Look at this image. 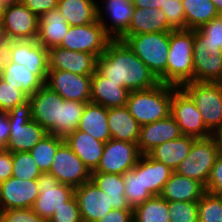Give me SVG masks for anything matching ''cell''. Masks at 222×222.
<instances>
[{"mask_svg":"<svg viewBox=\"0 0 222 222\" xmlns=\"http://www.w3.org/2000/svg\"><path fill=\"white\" fill-rule=\"evenodd\" d=\"M91 102L106 108L126 106L129 90L104 77L97 69L91 75Z\"/></svg>","mask_w":222,"mask_h":222,"instance_id":"obj_23","label":"cell"},{"mask_svg":"<svg viewBox=\"0 0 222 222\" xmlns=\"http://www.w3.org/2000/svg\"><path fill=\"white\" fill-rule=\"evenodd\" d=\"M82 221L97 222L113 209L111 199L92 181L75 188Z\"/></svg>","mask_w":222,"mask_h":222,"instance_id":"obj_17","label":"cell"},{"mask_svg":"<svg viewBox=\"0 0 222 222\" xmlns=\"http://www.w3.org/2000/svg\"><path fill=\"white\" fill-rule=\"evenodd\" d=\"M13 153L6 150L0 153V183L12 176Z\"/></svg>","mask_w":222,"mask_h":222,"instance_id":"obj_50","label":"cell"},{"mask_svg":"<svg viewBox=\"0 0 222 222\" xmlns=\"http://www.w3.org/2000/svg\"><path fill=\"white\" fill-rule=\"evenodd\" d=\"M170 115L178 124L182 135L195 138H207L213 135L206 128L191 97L181 87L173 85Z\"/></svg>","mask_w":222,"mask_h":222,"instance_id":"obj_9","label":"cell"},{"mask_svg":"<svg viewBox=\"0 0 222 222\" xmlns=\"http://www.w3.org/2000/svg\"><path fill=\"white\" fill-rule=\"evenodd\" d=\"M38 17L22 3L6 4L1 17L2 34L12 40H35L38 37Z\"/></svg>","mask_w":222,"mask_h":222,"instance_id":"obj_11","label":"cell"},{"mask_svg":"<svg viewBox=\"0 0 222 222\" xmlns=\"http://www.w3.org/2000/svg\"><path fill=\"white\" fill-rule=\"evenodd\" d=\"M220 153L217 138L214 135L207 138H197L189 155L178 165L175 172L198 180L206 186L211 169Z\"/></svg>","mask_w":222,"mask_h":222,"instance_id":"obj_7","label":"cell"},{"mask_svg":"<svg viewBox=\"0 0 222 222\" xmlns=\"http://www.w3.org/2000/svg\"><path fill=\"white\" fill-rule=\"evenodd\" d=\"M137 143L109 139L93 172L124 174L131 170L141 157Z\"/></svg>","mask_w":222,"mask_h":222,"instance_id":"obj_13","label":"cell"},{"mask_svg":"<svg viewBox=\"0 0 222 222\" xmlns=\"http://www.w3.org/2000/svg\"><path fill=\"white\" fill-rule=\"evenodd\" d=\"M133 220L135 222H170L168 201L160 195L152 196L133 209Z\"/></svg>","mask_w":222,"mask_h":222,"instance_id":"obj_38","label":"cell"},{"mask_svg":"<svg viewBox=\"0 0 222 222\" xmlns=\"http://www.w3.org/2000/svg\"><path fill=\"white\" fill-rule=\"evenodd\" d=\"M85 105V102L62 99L60 101L59 123H56L48 134L65 138L71 132H74L78 128Z\"/></svg>","mask_w":222,"mask_h":222,"instance_id":"obj_35","label":"cell"},{"mask_svg":"<svg viewBox=\"0 0 222 222\" xmlns=\"http://www.w3.org/2000/svg\"><path fill=\"white\" fill-rule=\"evenodd\" d=\"M172 85L129 92L126 106L140 126L167 118L171 112Z\"/></svg>","mask_w":222,"mask_h":222,"instance_id":"obj_2","label":"cell"},{"mask_svg":"<svg viewBox=\"0 0 222 222\" xmlns=\"http://www.w3.org/2000/svg\"><path fill=\"white\" fill-rule=\"evenodd\" d=\"M112 39L105 33L99 20L83 26H70L60 47L87 52L99 58Z\"/></svg>","mask_w":222,"mask_h":222,"instance_id":"obj_12","label":"cell"},{"mask_svg":"<svg viewBox=\"0 0 222 222\" xmlns=\"http://www.w3.org/2000/svg\"><path fill=\"white\" fill-rule=\"evenodd\" d=\"M37 42L44 48L60 46L70 25L57 8L42 14L39 19Z\"/></svg>","mask_w":222,"mask_h":222,"instance_id":"obj_26","label":"cell"},{"mask_svg":"<svg viewBox=\"0 0 222 222\" xmlns=\"http://www.w3.org/2000/svg\"><path fill=\"white\" fill-rule=\"evenodd\" d=\"M63 98L45 84L29 96L32 105V120L49 132L59 123L60 101Z\"/></svg>","mask_w":222,"mask_h":222,"instance_id":"obj_21","label":"cell"},{"mask_svg":"<svg viewBox=\"0 0 222 222\" xmlns=\"http://www.w3.org/2000/svg\"><path fill=\"white\" fill-rule=\"evenodd\" d=\"M77 130L86 132L96 140L106 143L111 139L108 108L93 102L86 103Z\"/></svg>","mask_w":222,"mask_h":222,"instance_id":"obj_29","label":"cell"},{"mask_svg":"<svg viewBox=\"0 0 222 222\" xmlns=\"http://www.w3.org/2000/svg\"><path fill=\"white\" fill-rule=\"evenodd\" d=\"M215 7H216V10L219 12V14L222 13V0H211Z\"/></svg>","mask_w":222,"mask_h":222,"instance_id":"obj_56","label":"cell"},{"mask_svg":"<svg viewBox=\"0 0 222 222\" xmlns=\"http://www.w3.org/2000/svg\"><path fill=\"white\" fill-rule=\"evenodd\" d=\"M133 210L112 209L97 222H132Z\"/></svg>","mask_w":222,"mask_h":222,"instance_id":"obj_52","label":"cell"},{"mask_svg":"<svg viewBox=\"0 0 222 222\" xmlns=\"http://www.w3.org/2000/svg\"><path fill=\"white\" fill-rule=\"evenodd\" d=\"M108 127L111 138L138 143L141 126L131 116L127 106L108 108Z\"/></svg>","mask_w":222,"mask_h":222,"instance_id":"obj_28","label":"cell"},{"mask_svg":"<svg viewBox=\"0 0 222 222\" xmlns=\"http://www.w3.org/2000/svg\"><path fill=\"white\" fill-rule=\"evenodd\" d=\"M3 7H4V4L0 1V21L2 17Z\"/></svg>","mask_w":222,"mask_h":222,"instance_id":"obj_58","label":"cell"},{"mask_svg":"<svg viewBox=\"0 0 222 222\" xmlns=\"http://www.w3.org/2000/svg\"><path fill=\"white\" fill-rule=\"evenodd\" d=\"M42 171L38 168L30 152L13 153L12 176L22 180L38 179Z\"/></svg>","mask_w":222,"mask_h":222,"instance_id":"obj_40","label":"cell"},{"mask_svg":"<svg viewBox=\"0 0 222 222\" xmlns=\"http://www.w3.org/2000/svg\"><path fill=\"white\" fill-rule=\"evenodd\" d=\"M167 18L162 9L134 8V13L125 35H139L144 33L171 32Z\"/></svg>","mask_w":222,"mask_h":222,"instance_id":"obj_27","label":"cell"},{"mask_svg":"<svg viewBox=\"0 0 222 222\" xmlns=\"http://www.w3.org/2000/svg\"><path fill=\"white\" fill-rule=\"evenodd\" d=\"M4 5L6 4H14V3H21L22 0H0Z\"/></svg>","mask_w":222,"mask_h":222,"instance_id":"obj_57","label":"cell"},{"mask_svg":"<svg viewBox=\"0 0 222 222\" xmlns=\"http://www.w3.org/2000/svg\"><path fill=\"white\" fill-rule=\"evenodd\" d=\"M174 170L162 162L154 160L149 154L142 155V182L144 188L153 195H160L163 186Z\"/></svg>","mask_w":222,"mask_h":222,"instance_id":"obj_34","label":"cell"},{"mask_svg":"<svg viewBox=\"0 0 222 222\" xmlns=\"http://www.w3.org/2000/svg\"><path fill=\"white\" fill-rule=\"evenodd\" d=\"M57 9L70 26H83L97 20L95 0H58Z\"/></svg>","mask_w":222,"mask_h":222,"instance_id":"obj_31","label":"cell"},{"mask_svg":"<svg viewBox=\"0 0 222 222\" xmlns=\"http://www.w3.org/2000/svg\"><path fill=\"white\" fill-rule=\"evenodd\" d=\"M21 3L39 18L42 14L57 8L58 0H22Z\"/></svg>","mask_w":222,"mask_h":222,"instance_id":"obj_49","label":"cell"},{"mask_svg":"<svg viewBox=\"0 0 222 222\" xmlns=\"http://www.w3.org/2000/svg\"><path fill=\"white\" fill-rule=\"evenodd\" d=\"M168 213L170 222H199L198 202H168Z\"/></svg>","mask_w":222,"mask_h":222,"instance_id":"obj_42","label":"cell"},{"mask_svg":"<svg viewBox=\"0 0 222 222\" xmlns=\"http://www.w3.org/2000/svg\"><path fill=\"white\" fill-rule=\"evenodd\" d=\"M120 40L146 64L160 83L166 84L169 32L124 35Z\"/></svg>","mask_w":222,"mask_h":222,"instance_id":"obj_4","label":"cell"},{"mask_svg":"<svg viewBox=\"0 0 222 222\" xmlns=\"http://www.w3.org/2000/svg\"><path fill=\"white\" fill-rule=\"evenodd\" d=\"M167 22L173 30H186L182 0H164L162 8Z\"/></svg>","mask_w":222,"mask_h":222,"instance_id":"obj_44","label":"cell"},{"mask_svg":"<svg viewBox=\"0 0 222 222\" xmlns=\"http://www.w3.org/2000/svg\"><path fill=\"white\" fill-rule=\"evenodd\" d=\"M125 191L124 195L129 206L134 209L143 204L153 195L144 188L142 182V155L135 166L123 174Z\"/></svg>","mask_w":222,"mask_h":222,"instance_id":"obj_37","label":"cell"},{"mask_svg":"<svg viewBox=\"0 0 222 222\" xmlns=\"http://www.w3.org/2000/svg\"><path fill=\"white\" fill-rule=\"evenodd\" d=\"M197 138L181 135L179 138L164 142L156 146L148 154L159 162H162L172 170L189 155L190 149Z\"/></svg>","mask_w":222,"mask_h":222,"instance_id":"obj_30","label":"cell"},{"mask_svg":"<svg viewBox=\"0 0 222 222\" xmlns=\"http://www.w3.org/2000/svg\"><path fill=\"white\" fill-rule=\"evenodd\" d=\"M206 192L198 180L177 174L175 171L163 186L160 196L168 202H198Z\"/></svg>","mask_w":222,"mask_h":222,"instance_id":"obj_25","label":"cell"},{"mask_svg":"<svg viewBox=\"0 0 222 222\" xmlns=\"http://www.w3.org/2000/svg\"><path fill=\"white\" fill-rule=\"evenodd\" d=\"M0 222H46L32 208H17L0 211Z\"/></svg>","mask_w":222,"mask_h":222,"instance_id":"obj_46","label":"cell"},{"mask_svg":"<svg viewBox=\"0 0 222 222\" xmlns=\"http://www.w3.org/2000/svg\"><path fill=\"white\" fill-rule=\"evenodd\" d=\"M11 62L31 69L44 83L49 71L48 49L35 40H16L11 47Z\"/></svg>","mask_w":222,"mask_h":222,"instance_id":"obj_18","label":"cell"},{"mask_svg":"<svg viewBox=\"0 0 222 222\" xmlns=\"http://www.w3.org/2000/svg\"><path fill=\"white\" fill-rule=\"evenodd\" d=\"M38 195L37 179L22 180L11 176L0 183V211L32 208Z\"/></svg>","mask_w":222,"mask_h":222,"instance_id":"obj_16","label":"cell"},{"mask_svg":"<svg viewBox=\"0 0 222 222\" xmlns=\"http://www.w3.org/2000/svg\"><path fill=\"white\" fill-rule=\"evenodd\" d=\"M3 36L2 34V28H1V24H0V38Z\"/></svg>","mask_w":222,"mask_h":222,"instance_id":"obj_59","label":"cell"},{"mask_svg":"<svg viewBox=\"0 0 222 222\" xmlns=\"http://www.w3.org/2000/svg\"><path fill=\"white\" fill-rule=\"evenodd\" d=\"M194 81L222 83V50L199 30L194 29Z\"/></svg>","mask_w":222,"mask_h":222,"instance_id":"obj_8","label":"cell"},{"mask_svg":"<svg viewBox=\"0 0 222 222\" xmlns=\"http://www.w3.org/2000/svg\"><path fill=\"white\" fill-rule=\"evenodd\" d=\"M207 38L219 49L222 50V16L219 15L216 18L211 19L208 23H205L198 28Z\"/></svg>","mask_w":222,"mask_h":222,"instance_id":"obj_47","label":"cell"},{"mask_svg":"<svg viewBox=\"0 0 222 222\" xmlns=\"http://www.w3.org/2000/svg\"><path fill=\"white\" fill-rule=\"evenodd\" d=\"M214 136L217 138L218 146L222 153V127L214 134Z\"/></svg>","mask_w":222,"mask_h":222,"instance_id":"obj_55","label":"cell"},{"mask_svg":"<svg viewBox=\"0 0 222 222\" xmlns=\"http://www.w3.org/2000/svg\"><path fill=\"white\" fill-rule=\"evenodd\" d=\"M81 214L75 195L67 202L63 203L48 222H81Z\"/></svg>","mask_w":222,"mask_h":222,"instance_id":"obj_45","label":"cell"},{"mask_svg":"<svg viewBox=\"0 0 222 222\" xmlns=\"http://www.w3.org/2000/svg\"><path fill=\"white\" fill-rule=\"evenodd\" d=\"M48 173L73 188L91 180L90 170L65 142L57 149Z\"/></svg>","mask_w":222,"mask_h":222,"instance_id":"obj_15","label":"cell"},{"mask_svg":"<svg viewBox=\"0 0 222 222\" xmlns=\"http://www.w3.org/2000/svg\"><path fill=\"white\" fill-rule=\"evenodd\" d=\"M48 62L49 70L69 71L80 75H92L97 68L95 55L60 46L48 49Z\"/></svg>","mask_w":222,"mask_h":222,"instance_id":"obj_19","label":"cell"},{"mask_svg":"<svg viewBox=\"0 0 222 222\" xmlns=\"http://www.w3.org/2000/svg\"><path fill=\"white\" fill-rule=\"evenodd\" d=\"M10 121V137L7 150L29 152L48 132L36 121L32 120V105L28 99L8 112Z\"/></svg>","mask_w":222,"mask_h":222,"instance_id":"obj_5","label":"cell"},{"mask_svg":"<svg viewBox=\"0 0 222 222\" xmlns=\"http://www.w3.org/2000/svg\"><path fill=\"white\" fill-rule=\"evenodd\" d=\"M199 222H222V196L205 192L198 201Z\"/></svg>","mask_w":222,"mask_h":222,"instance_id":"obj_41","label":"cell"},{"mask_svg":"<svg viewBox=\"0 0 222 222\" xmlns=\"http://www.w3.org/2000/svg\"><path fill=\"white\" fill-rule=\"evenodd\" d=\"M164 0H132L134 7L137 8H156L161 9Z\"/></svg>","mask_w":222,"mask_h":222,"instance_id":"obj_54","label":"cell"},{"mask_svg":"<svg viewBox=\"0 0 222 222\" xmlns=\"http://www.w3.org/2000/svg\"><path fill=\"white\" fill-rule=\"evenodd\" d=\"M39 195L32 207L33 211L46 222L63 203L75 195V188L61 184L52 174L42 173L37 179Z\"/></svg>","mask_w":222,"mask_h":222,"instance_id":"obj_10","label":"cell"},{"mask_svg":"<svg viewBox=\"0 0 222 222\" xmlns=\"http://www.w3.org/2000/svg\"><path fill=\"white\" fill-rule=\"evenodd\" d=\"M103 4L102 8L106 10L105 17H107V15L110 17L111 26L109 27L106 23L107 21L103 18L104 12L100 8L99 3H97V20H99L105 33L112 40H120L127 33V29L129 28L134 13L135 7L132 0H105Z\"/></svg>","mask_w":222,"mask_h":222,"instance_id":"obj_20","label":"cell"},{"mask_svg":"<svg viewBox=\"0 0 222 222\" xmlns=\"http://www.w3.org/2000/svg\"><path fill=\"white\" fill-rule=\"evenodd\" d=\"M63 143L64 138L47 134L29 151L42 173L50 171L57 149Z\"/></svg>","mask_w":222,"mask_h":222,"instance_id":"obj_39","label":"cell"},{"mask_svg":"<svg viewBox=\"0 0 222 222\" xmlns=\"http://www.w3.org/2000/svg\"><path fill=\"white\" fill-rule=\"evenodd\" d=\"M64 142L83 161L90 172L97 168L103 154L104 142L96 140L88 133L77 129L67 135Z\"/></svg>","mask_w":222,"mask_h":222,"instance_id":"obj_24","label":"cell"},{"mask_svg":"<svg viewBox=\"0 0 222 222\" xmlns=\"http://www.w3.org/2000/svg\"><path fill=\"white\" fill-rule=\"evenodd\" d=\"M181 135L182 133L178 124L169 115L165 119L140 127V136L137 143L139 151L142 155L148 154L156 146L179 138Z\"/></svg>","mask_w":222,"mask_h":222,"instance_id":"obj_22","label":"cell"},{"mask_svg":"<svg viewBox=\"0 0 222 222\" xmlns=\"http://www.w3.org/2000/svg\"><path fill=\"white\" fill-rule=\"evenodd\" d=\"M205 190L211 194L222 196V153L217 157L211 169Z\"/></svg>","mask_w":222,"mask_h":222,"instance_id":"obj_48","label":"cell"},{"mask_svg":"<svg viewBox=\"0 0 222 222\" xmlns=\"http://www.w3.org/2000/svg\"><path fill=\"white\" fill-rule=\"evenodd\" d=\"M0 78L22 91L28 98L44 85V82L31 69H27L26 66L15 62H11L0 73Z\"/></svg>","mask_w":222,"mask_h":222,"instance_id":"obj_32","label":"cell"},{"mask_svg":"<svg viewBox=\"0 0 222 222\" xmlns=\"http://www.w3.org/2000/svg\"><path fill=\"white\" fill-rule=\"evenodd\" d=\"M10 130L8 112L0 110V153L7 150Z\"/></svg>","mask_w":222,"mask_h":222,"instance_id":"obj_51","label":"cell"},{"mask_svg":"<svg viewBox=\"0 0 222 222\" xmlns=\"http://www.w3.org/2000/svg\"><path fill=\"white\" fill-rule=\"evenodd\" d=\"M193 47L194 30L169 32L166 84L181 87L187 82L194 81Z\"/></svg>","mask_w":222,"mask_h":222,"instance_id":"obj_3","label":"cell"},{"mask_svg":"<svg viewBox=\"0 0 222 222\" xmlns=\"http://www.w3.org/2000/svg\"><path fill=\"white\" fill-rule=\"evenodd\" d=\"M91 180L108 194L113 209L133 210L124 195L125 185L122 174L91 172Z\"/></svg>","mask_w":222,"mask_h":222,"instance_id":"obj_33","label":"cell"},{"mask_svg":"<svg viewBox=\"0 0 222 222\" xmlns=\"http://www.w3.org/2000/svg\"><path fill=\"white\" fill-rule=\"evenodd\" d=\"M14 40L2 36L0 38V73L11 63V47Z\"/></svg>","mask_w":222,"mask_h":222,"instance_id":"obj_53","label":"cell"},{"mask_svg":"<svg viewBox=\"0 0 222 222\" xmlns=\"http://www.w3.org/2000/svg\"><path fill=\"white\" fill-rule=\"evenodd\" d=\"M44 84L57 92L64 100L91 102V75L49 70Z\"/></svg>","mask_w":222,"mask_h":222,"instance_id":"obj_14","label":"cell"},{"mask_svg":"<svg viewBox=\"0 0 222 222\" xmlns=\"http://www.w3.org/2000/svg\"><path fill=\"white\" fill-rule=\"evenodd\" d=\"M29 98L12 84L0 78V110L10 112L15 106L24 103Z\"/></svg>","mask_w":222,"mask_h":222,"instance_id":"obj_43","label":"cell"},{"mask_svg":"<svg viewBox=\"0 0 222 222\" xmlns=\"http://www.w3.org/2000/svg\"><path fill=\"white\" fill-rule=\"evenodd\" d=\"M104 77L131 91L156 87L160 81L146 64L121 40H111L97 58V68Z\"/></svg>","mask_w":222,"mask_h":222,"instance_id":"obj_1","label":"cell"},{"mask_svg":"<svg viewBox=\"0 0 222 222\" xmlns=\"http://www.w3.org/2000/svg\"><path fill=\"white\" fill-rule=\"evenodd\" d=\"M181 88L194 101L206 128L214 135L222 127V83L192 81Z\"/></svg>","mask_w":222,"mask_h":222,"instance_id":"obj_6","label":"cell"},{"mask_svg":"<svg viewBox=\"0 0 222 222\" xmlns=\"http://www.w3.org/2000/svg\"><path fill=\"white\" fill-rule=\"evenodd\" d=\"M186 29H198L220 14L211 0H182Z\"/></svg>","mask_w":222,"mask_h":222,"instance_id":"obj_36","label":"cell"}]
</instances>
